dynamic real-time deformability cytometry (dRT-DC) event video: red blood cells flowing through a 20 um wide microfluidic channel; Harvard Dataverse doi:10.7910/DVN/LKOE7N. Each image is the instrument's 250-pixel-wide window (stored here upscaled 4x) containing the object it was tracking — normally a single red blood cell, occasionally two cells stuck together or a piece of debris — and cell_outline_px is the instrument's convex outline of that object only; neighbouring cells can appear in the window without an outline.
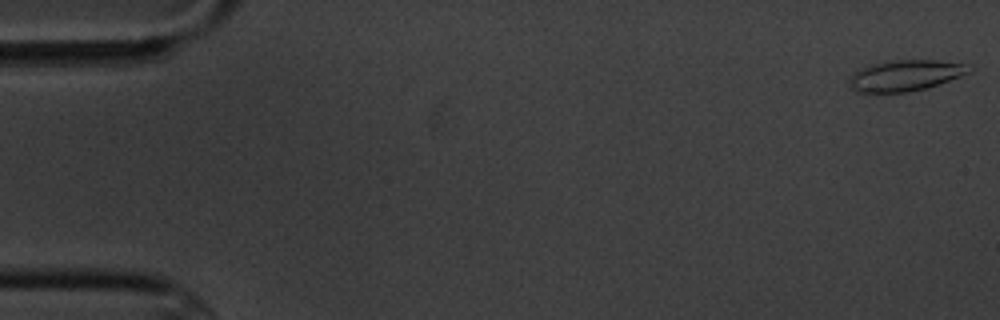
{"species": "common noctule bat (a hibernating species)", "species_latin": "Nyctalus noctula", "temperature_condition": "cold", "stored_images_in_passage": 7, "camera_frame_rate_fps": 3000, "um_per_image_px": 0.085, "animal": {"sex": "male", "body_mass_g": 20.1, "forearm_length_mm": 53.5}, "frame": {"image": 1, "passage_image": 1, "time_ms": 0.0, "image_size_px": [1000, 320], "cell_outline_px": [[972, 72], [924, 88], [908, 92], [856, 92], [848, 84], [848, 80], [852, 72], [860, 68], [872, 64], [896, 60], [936, 60], [972, 64]], "centroid_in_image_um": [76.95, 6.4], "position_along_channel_um": 8.1, "area_um2": 21.62}}
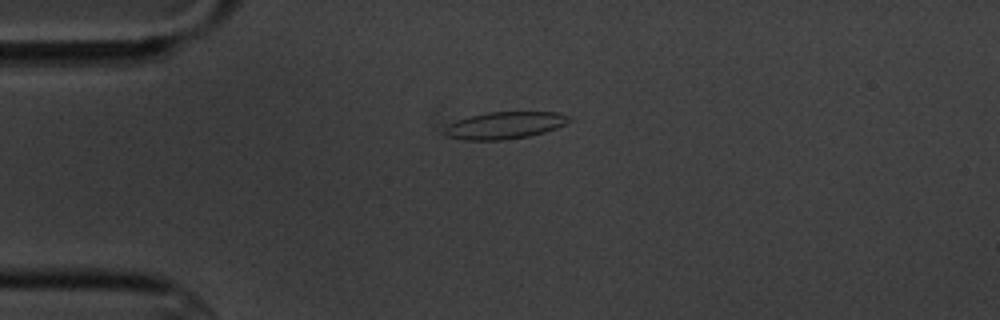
{"frame": {"image": 2, "passage_image": 5, "time_ms": 4.333, "image_size_px": [1000, 320], "cell_outline_px": [[572, 120], [556, 128], [544, 132], [528, 136], [504, 140], [464, 140], [448, 136], [444, 132], [444, 128], [448, 124], [468, 116], [488, 112], [556, 112], [572, 116]], "centroid_in_image_um": [42.91, 10.65], "position_along_channel_um": 42.1, "area_um2": 19.65}}